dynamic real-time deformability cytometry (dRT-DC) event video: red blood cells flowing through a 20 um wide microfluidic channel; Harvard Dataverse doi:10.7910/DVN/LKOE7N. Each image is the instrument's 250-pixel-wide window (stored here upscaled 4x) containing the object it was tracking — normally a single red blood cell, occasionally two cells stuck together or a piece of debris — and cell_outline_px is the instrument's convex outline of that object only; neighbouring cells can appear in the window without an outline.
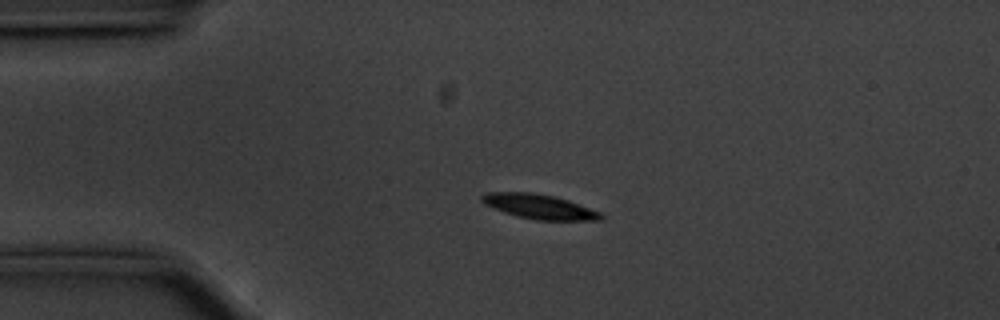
{"species": "common noctule bat (a hibernating species)", "species_latin": "Nyctalus noctula", "temperature_condition": "cold", "stored_images_in_passage": 46, "camera_frame_rate_fps": 3000, "um_per_image_px": 0.085, "animal": {"sex": "male", "body_mass_g": 20.1, "forearm_length_mm": 53.5}, "frame": {"image": 1, "passage_image": 2, "time_ms": 0.333, "image_size_px": [1000, 320], "cell_outline_px": [[604, 220], [536, 220], [516, 216], [492, 208], [484, 204], [480, 200], [480, 196], [488, 192], [532, 192], [552, 196], [568, 200], [600, 212], [604, 216]], "centroid_in_image_um": [45.81, 17.56], "position_along_channel_um": 39.2, "area_um2": 17.11}}
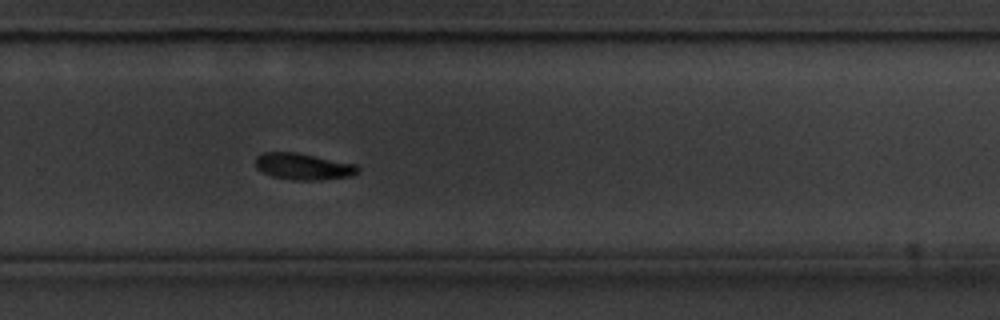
{"frame": {"image": 2, "passage_image": 27, "time_ms": 8.667, "image_size_px": [1000, 320], "cell_outline_px": [[360, 172], [352, 176], [320, 180], [292, 180], [272, 176], [256, 168], [256, 156], [264, 152], [296, 152], [356, 164], [360, 168]], "centroid_in_image_um": [25.81, 14.15], "position_along_channel_um": 304.0, "area_um2": 15.9}}
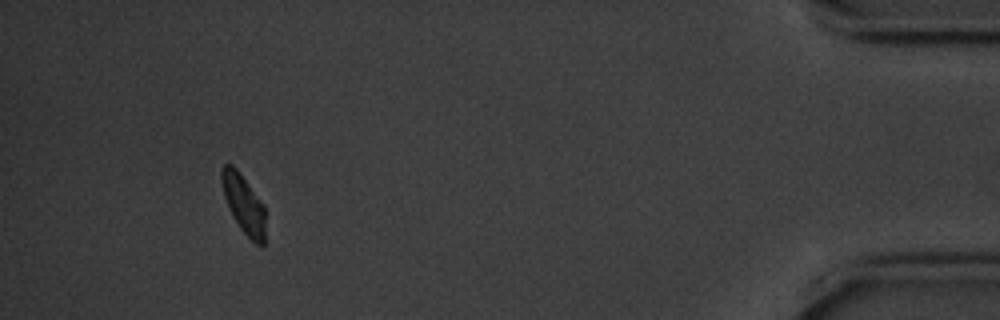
{"frame": {"image": 3, "passage_image": 42, "time_ms": 13.667, "image_size_px": [1000, 320], "cell_outline_px": [[264, 244], [256, 244], [240, 228], [232, 216], [228, 208], [224, 196], [220, 180], [220, 172], [224, 164], [232, 164], [240, 172], [264, 204]], "centroid_in_image_um": [20.68, 17.28], "position_along_channel_um": 414.5, "area_um2": 14.97}, "authors_computed_cell_mechanics": {"area_um2": 16.473, "velocity_mm_per_s": 3.5113, "shape_relaxation_time_tau1_ms": 2.2811, "shape_relaxation_time_tau2_ms": null, "deformation_change_tau1": 0.088, "deformation_change_tau2": null}}